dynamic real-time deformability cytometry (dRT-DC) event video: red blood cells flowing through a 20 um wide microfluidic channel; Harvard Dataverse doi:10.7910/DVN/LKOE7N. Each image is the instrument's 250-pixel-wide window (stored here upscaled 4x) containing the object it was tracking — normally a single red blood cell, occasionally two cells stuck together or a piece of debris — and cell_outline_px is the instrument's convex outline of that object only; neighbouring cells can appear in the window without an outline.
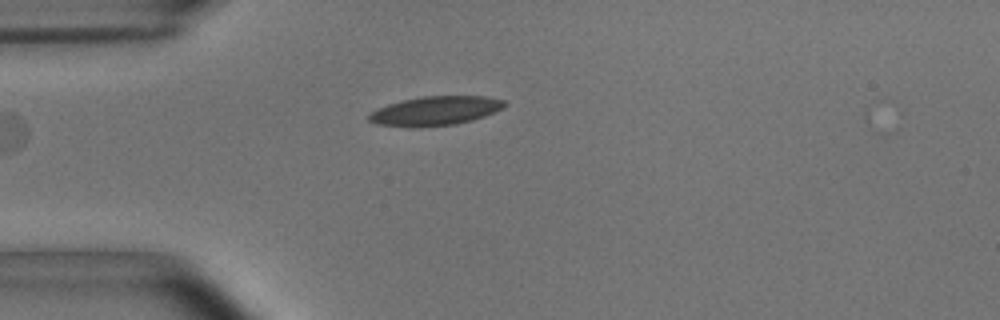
{"species": "common noctule bat (a hibernating species)", "species_latin": "Nyctalus noctula", "temperature_condition": "room temperature", "stored_images_in_passage": 6, "camera_frame_rate_fps": 3000, "um_per_image_px": 0.085, "animal": {"sex": "male", "body_mass_g": 15.6}, "frame": {"image": 1, "passage_image": 5, "time_ms": 1.333, "image_size_px": [1000, 320], "cell_outline_px": [[508, 104], [504, 108], [484, 116], [472, 120], [456, 124], [420, 128], [408, 128], [376, 124], [368, 120], [368, 116], [376, 108], [388, 104], [404, 100], [424, 96], [484, 96], [504, 100]], "centroid_in_image_um": [36.99, 9.44], "position_along_channel_um": 48.0, "area_um2": 23.29}}